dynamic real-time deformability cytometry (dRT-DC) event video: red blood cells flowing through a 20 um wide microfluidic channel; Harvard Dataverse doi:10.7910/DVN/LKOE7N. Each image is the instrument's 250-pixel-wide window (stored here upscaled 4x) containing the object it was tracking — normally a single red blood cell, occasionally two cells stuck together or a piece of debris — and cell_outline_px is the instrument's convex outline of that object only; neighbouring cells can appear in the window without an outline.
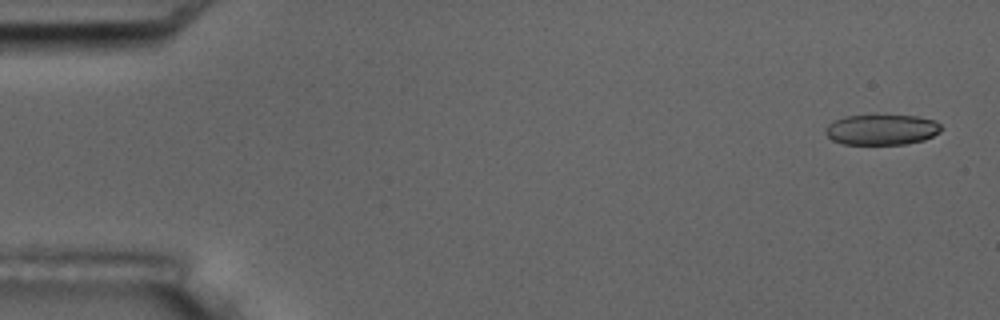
{"species": "common noctule bat (a hibernating species)", "species_latin": "Nyctalus noctula", "temperature_condition": "room temperature", "stored_images_in_passage": 5, "camera_frame_rate_fps": 3000, "um_per_image_px": 0.085, "animal": {"sex": "male", "body_mass_g": 17.5, "forearm_length_mm": 52.3}, "frame": {"image": 1, "passage_image": 1, "time_ms": 0.0, "image_size_px": [1000, 320], "cell_outline_px": [[940, 132], [924, 140], [904, 144], [840, 144], [832, 140], [824, 132], [824, 128], [828, 124], [844, 116], [876, 112], [916, 116], [936, 120], [940, 124]], "centroid_in_image_um": [74.91, 10.97], "position_along_channel_um": 10.1, "area_um2": 21.5}}
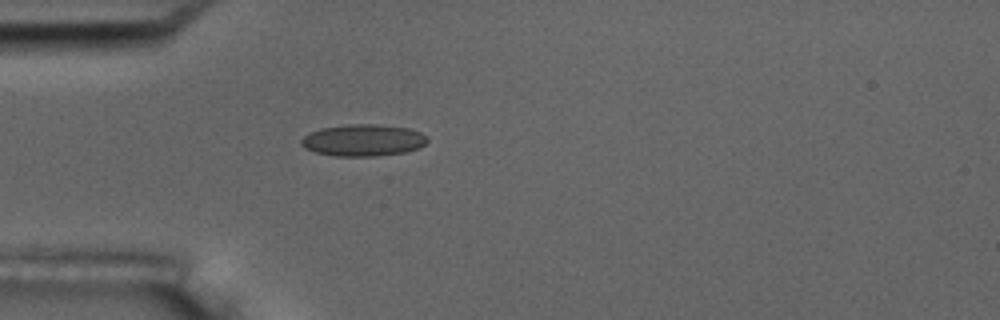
{"frame": {"image": 2, "passage_image": 5, "time_ms": 4.667, "image_size_px": [1000, 320], "cell_outline_px": [[428, 140], [420, 148], [404, 152], [372, 156], [336, 156], [316, 152], [304, 148], [300, 144], [300, 140], [308, 132], [320, 128], [348, 124], [376, 124], [408, 128], [420, 132], [428, 136]], "centroid_in_image_um": [30.85, 11.91], "position_along_channel_um": 54.2, "area_um2": 23.47}}